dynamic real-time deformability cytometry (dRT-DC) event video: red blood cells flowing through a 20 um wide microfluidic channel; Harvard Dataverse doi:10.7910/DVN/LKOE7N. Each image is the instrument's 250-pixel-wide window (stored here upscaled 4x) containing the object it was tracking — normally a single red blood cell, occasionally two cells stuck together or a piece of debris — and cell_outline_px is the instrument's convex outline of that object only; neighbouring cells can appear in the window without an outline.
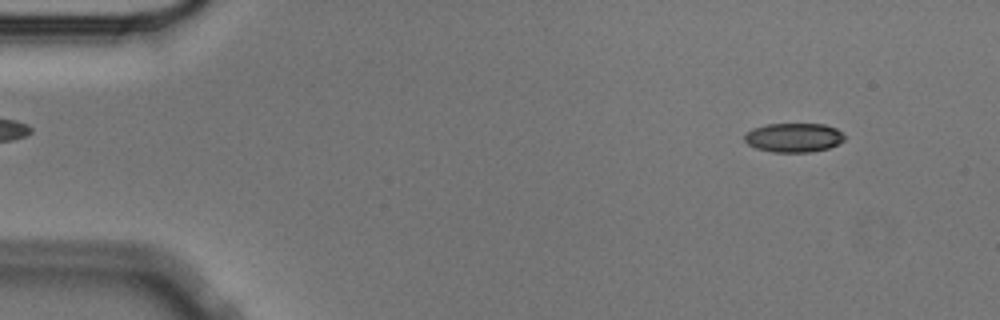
{"species": "Egyptian fruit bat (a non-hibernating species)", "species_latin": "Rousettus aegyptiacus", "temperature_condition": "cold", "stored_images_in_passage": 56, "camera_frame_rate_fps": 3000, "um_per_image_px": 0.085, "animal": {"sex": "male"}, "frame": {"image": 1, "passage_image": 5, "time_ms": 1.333, "image_size_px": [1000, 320], "cell_outline_px": [[844, 140], [828, 148], [812, 152], [772, 152], [756, 148], [748, 144], [744, 140], [744, 136], [752, 128], [768, 124], [824, 124], [836, 128], [844, 136]], "centroid_in_image_um": [67.45, 11.69], "position_along_channel_um": 17.6, "area_um2": 16.88}}
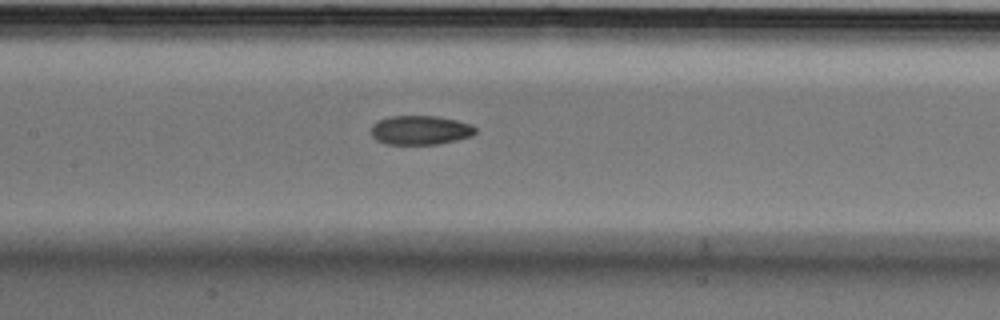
{"frame": {"image": 2, "passage_image": 26, "time_ms": 8.333, "image_size_px": [1000, 320], "cell_outline_px": [[476, 132], [472, 136], [456, 140], [436, 144], [384, 144], [376, 140], [372, 136], [372, 124], [376, 120], [388, 116], [436, 116], [456, 120], [472, 124], [476, 128]], "centroid_in_image_um": [35.71, 11.05], "position_along_channel_um": 171.7, "area_um2": 17.86}}
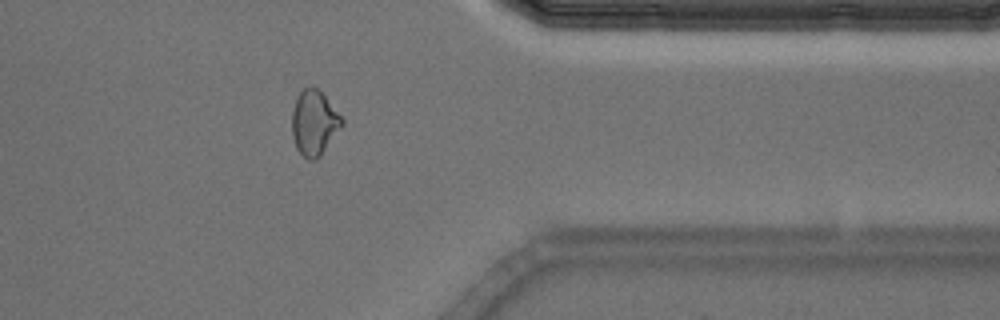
{"frame": {"image": 3, "passage_image": 45, "time_ms": 14.667, "image_size_px": [1000, 320], "cell_outline_px": [[344, 124], [320, 156], [316, 160], [308, 160], [296, 148], [292, 136], [292, 112], [296, 100], [300, 92], [308, 84], [312, 84], [320, 88], [344, 120]], "centroid_in_image_um": [26.71, 10.4], "position_along_channel_um": 384.7, "area_um2": 19.19}, "authors_computed_cell_mechanics": {"area_um2": 18.2648, "velocity_mm_per_s": 3.5462, "shape_relaxation_time_tau1_ms": 9.3907, "shape_relaxation_time_tau2_ms": 3.9019, "deformation_change_tau1": 0.184, "deformation_change_tau2": 0.0898}}